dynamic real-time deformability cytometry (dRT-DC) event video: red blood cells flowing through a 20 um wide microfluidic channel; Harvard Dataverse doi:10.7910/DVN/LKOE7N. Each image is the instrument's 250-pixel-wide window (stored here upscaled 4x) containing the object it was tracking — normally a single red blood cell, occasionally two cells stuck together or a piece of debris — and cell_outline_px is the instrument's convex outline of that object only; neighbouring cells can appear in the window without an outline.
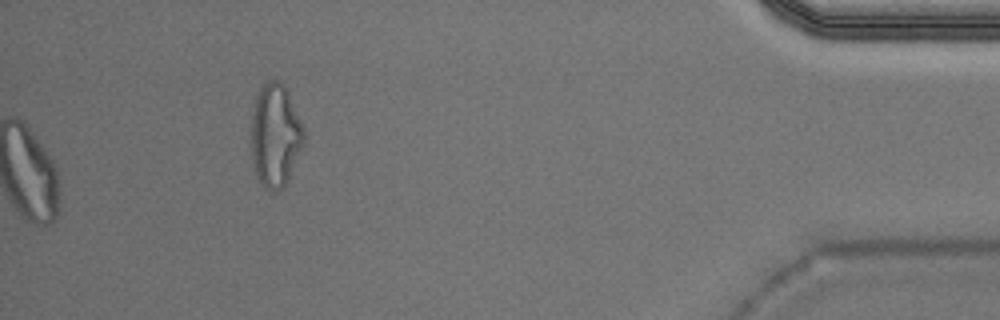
{"species": "Egyptian fruit bat (a non-hibernating species)", "species_latin": "Rousettus aegyptiacus", "temperature_condition": "warm", "stored_images_in_passage": 31, "camera_frame_rate_fps": 3000, "um_per_image_px": 0.085, "animal": {"sex": "male"}, "frame": {"image": 1, "passage_image": 31, "time_ms": 10.0, "image_size_px": [1000, 320], "cell_outline_px": [[304, 144], [288, 180], [284, 188], [276, 192], [272, 192], [264, 188], [256, 176], [252, 160], [252, 112], [256, 96], [260, 88], [268, 80], [276, 80], [284, 84], [288, 92], [304, 128]], "centroid_in_image_um": [23.4, 11.54], "position_along_channel_um": 411.8, "area_um2": 31.79}, "authors_computed_cell_mechanics": {"area_um2": 21.964, "velocity_mm_per_s": 3.974, "shape_relaxation_time_tau1_ms": 6.7905, "shape_relaxation_time_tau2_ms": 3.3109, "deformation_change_tau1": 0.2217, "deformation_change_tau2": 0.1501}}